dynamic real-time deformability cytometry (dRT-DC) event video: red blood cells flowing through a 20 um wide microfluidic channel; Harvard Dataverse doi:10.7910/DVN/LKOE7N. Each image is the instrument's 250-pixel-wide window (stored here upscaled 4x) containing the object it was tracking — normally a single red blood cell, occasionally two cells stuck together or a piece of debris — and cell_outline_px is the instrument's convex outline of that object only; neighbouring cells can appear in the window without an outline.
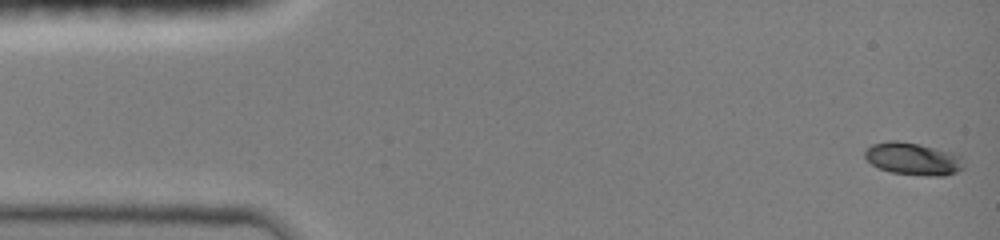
{"species": "common noctule bat (a hibernating species)", "species_latin": "Nyctalus noctula", "temperature_condition": "room temperature", "stored_images_in_passage": 35, "camera_frame_rate_fps": 3000, "um_per_image_px": 0.085, "animal": {"sex": "female", "body_mass_g": 19.0, "forearm_length_mm": 51.5}, "frame": {"image": 1, "passage_image": 1, "time_ms": 0.0, "image_size_px": [1000, 240], "cell_outline_px": [[964, 168], [956, 172], [944, 176], [928, 176], [892, 172], [880, 168], [872, 164], [864, 156], [864, 152], [872, 144], [888, 140], [896, 140], [920, 144], [952, 152], [960, 156], [964, 160]], "centroid_in_image_um": [77.64, 13.49], "position_along_channel_um": 7.4, "area_um2": 18.73}}
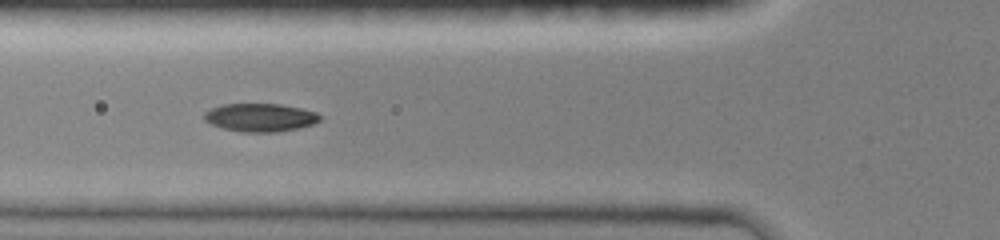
{"frame": {"image": 2, "passage_image": 25, "time_ms": 5.333, "image_size_px": [1000, 240], "cell_outline_px": [[324, 116], [320, 120], [312, 124], [296, 128], [276, 132], [240, 132], [224, 128], [212, 124], [204, 120], [204, 112], [220, 104], [280, 104], [300, 108], [316, 112]], "centroid_in_image_um": [22.12, 9.98], "position_along_channel_um": 103.7, "area_um2": 18.96}}
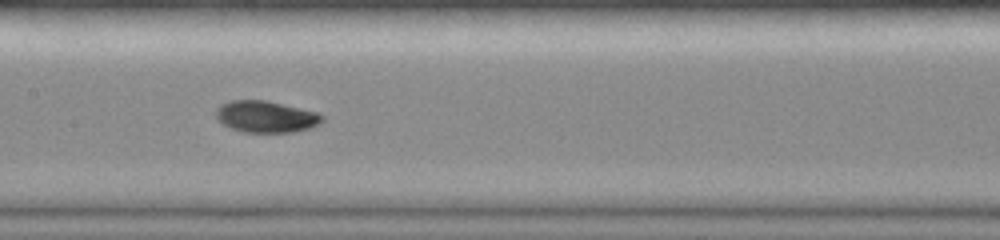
{"frame": {"image": 3, "passage_image": 34, "time_ms": 7.333, "image_size_px": [1000, 240], "cell_outline_px": [[324, 120], [320, 124], [308, 128], [292, 132], [244, 132], [220, 124], [216, 116], [216, 108], [220, 104], [228, 100], [264, 100], [320, 112], [324, 116]], "centroid_in_image_um": [22.6, 9.91], "position_along_channel_um": 184.8, "area_um2": 19.77}}